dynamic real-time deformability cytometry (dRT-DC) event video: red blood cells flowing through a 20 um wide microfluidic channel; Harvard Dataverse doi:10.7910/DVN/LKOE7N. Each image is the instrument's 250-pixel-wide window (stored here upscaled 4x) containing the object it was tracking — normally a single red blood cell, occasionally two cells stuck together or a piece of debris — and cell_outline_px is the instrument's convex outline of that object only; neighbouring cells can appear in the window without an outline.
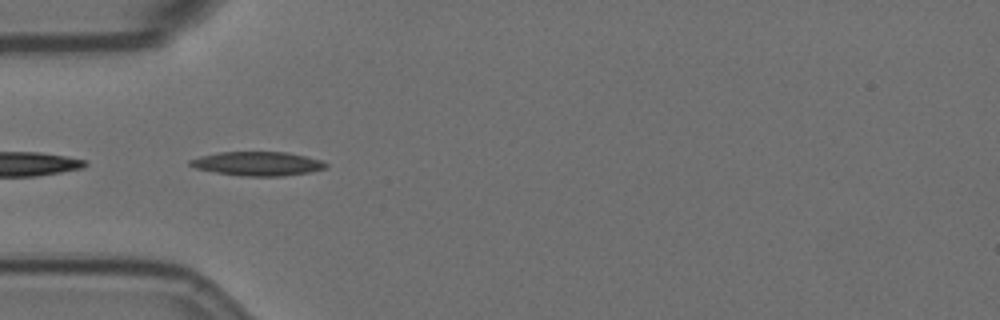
{"species": "Egyptian fruit bat (a non-hibernating species)", "species_latin": "Rousettus aegyptiacus", "temperature_condition": "room temperature", "stored_images_in_passage": 26, "camera_frame_rate_fps": 3000, "um_per_image_px": 0.085, "animal": {"sex": "female"}, "frame": {"image": 1, "passage_image": 1, "time_ms": 0.0, "image_size_px": [1000, 320], "cell_outline_px": [[328, 168], [312, 172], [284, 176], [240, 176], [216, 172], [196, 168], [188, 164], [188, 160], [200, 156], [220, 152], [288, 152], [324, 160], [328, 164]], "centroid_in_image_um": [21.96, 13.91], "position_along_channel_um": 63.0, "area_um2": 19.25}}
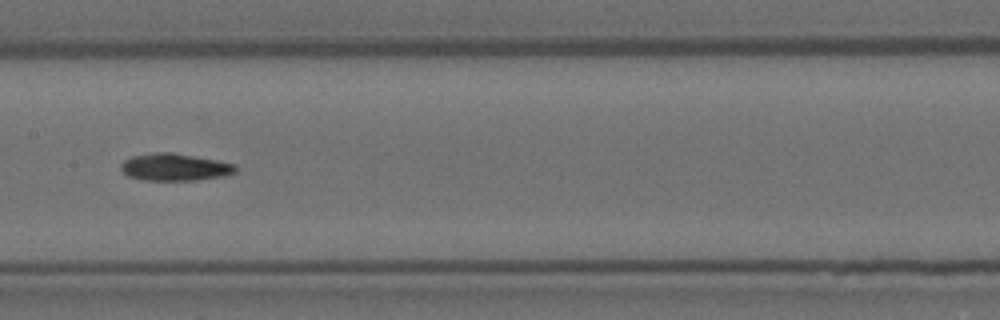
{"frame": {"image": 2, "passage_image": 12, "time_ms": 3.667, "image_size_px": [1000, 320], "cell_outline_px": [[236, 172], [224, 176], [196, 180], [140, 180], [128, 176], [120, 168], [120, 164], [124, 160], [132, 156], [156, 152], [172, 152], [216, 160], [236, 164]], "centroid_in_image_um": [14.84, 14.21], "position_along_channel_um": 192.6, "area_um2": 18.21}}
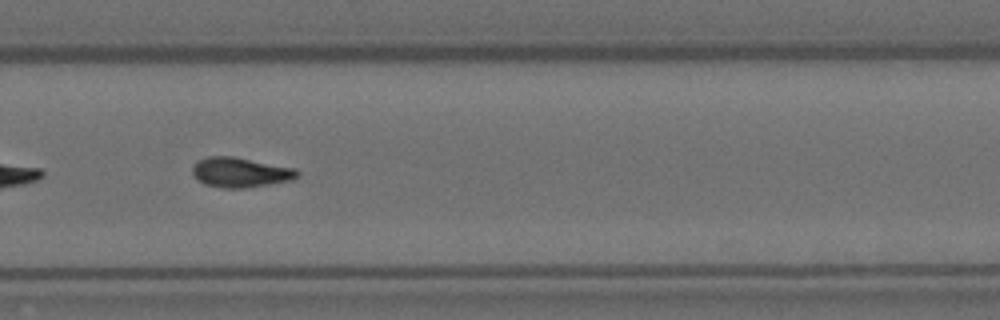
{"frame": {"image": 3, "passage_image": 22, "time_ms": 7.0, "image_size_px": [1000, 320], "cell_outline_px": [[300, 172], [292, 180], [244, 188], [220, 188], [204, 184], [196, 180], [192, 172], [192, 164], [196, 160], [208, 156], [232, 156], [296, 168]], "centroid_in_image_um": [20.37, 14.64], "position_along_channel_um": 309.4, "area_um2": 18.44}}